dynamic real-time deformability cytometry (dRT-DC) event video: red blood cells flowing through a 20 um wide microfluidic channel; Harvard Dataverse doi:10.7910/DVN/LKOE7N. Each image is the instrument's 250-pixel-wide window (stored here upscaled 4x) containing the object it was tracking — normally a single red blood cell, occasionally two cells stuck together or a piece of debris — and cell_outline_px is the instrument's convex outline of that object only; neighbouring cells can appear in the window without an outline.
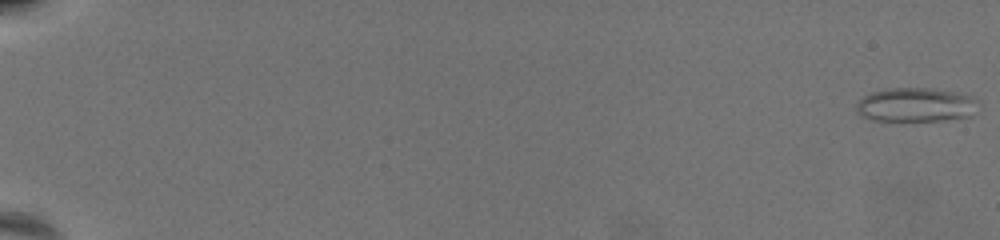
{"species": "common noctule bat (a hibernating species)", "species_latin": "Nyctalus noctula", "temperature_condition": "warm", "stored_images_in_passage": 61, "camera_frame_rate_fps": 3000, "um_per_image_px": 0.085, "animal": {"sex": "female", "body_mass_g": 19.5, "forearm_length_mm": 54.1}, "frame": {"image": 1, "passage_image": 1, "time_ms": 0.0, "image_size_px": [1000, 240], "cell_outline_px": [[976, 100], [968, 116], [940, 120], [904, 124], [872, 120], [860, 116], [856, 108], [856, 104], [864, 96], [872, 92], [888, 88], [932, 88], [952, 92], [968, 96]], "centroid_in_image_um": [77.68, 8.96], "position_along_channel_um": 7.3, "area_um2": 24.39}}
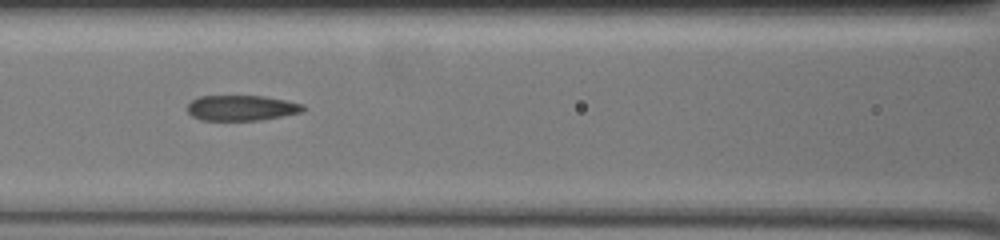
{"frame": {"image": 2, "passage_image": 31, "time_ms": 10.0, "image_size_px": [1000, 240], "cell_outline_px": [[304, 108], [300, 112], [260, 120], [200, 120], [192, 116], [188, 112], [188, 104], [192, 100], [200, 96], [264, 96], [304, 104]], "centroid_in_image_um": [20.49, 9.17], "position_along_channel_um": 146.1, "area_um2": 16.94}}
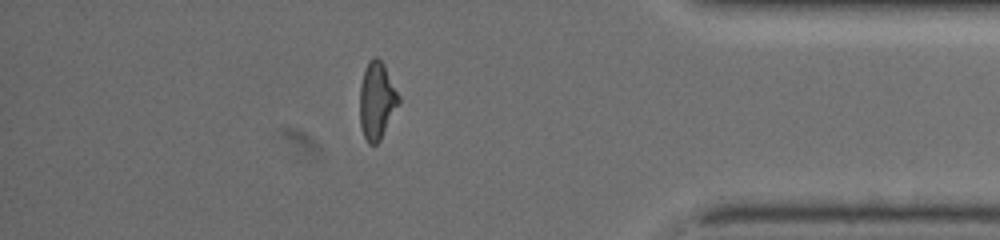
{"frame": {"image": 3, "passage_image": 54, "time_ms": 17.667, "image_size_px": [1000, 240], "cell_outline_px": [[400, 104], [380, 140], [376, 144], [368, 144], [364, 136], [360, 124], [360, 84], [368, 60], [372, 56], [376, 56], [384, 64], [400, 96]], "centroid_in_image_um": [32.04, 8.54], "position_along_channel_um": 403.2, "area_um2": 17.69}, "authors_computed_cell_mechanics": {"area_um2": 17.9758, "velocity_mm_per_s": 3.6743, "shape_relaxation_time_tau1_ms": null, "shape_relaxation_time_tau2_ms": 2.2269, "deformation_change_tau1": null, "deformation_change_tau2": 0.1068}}